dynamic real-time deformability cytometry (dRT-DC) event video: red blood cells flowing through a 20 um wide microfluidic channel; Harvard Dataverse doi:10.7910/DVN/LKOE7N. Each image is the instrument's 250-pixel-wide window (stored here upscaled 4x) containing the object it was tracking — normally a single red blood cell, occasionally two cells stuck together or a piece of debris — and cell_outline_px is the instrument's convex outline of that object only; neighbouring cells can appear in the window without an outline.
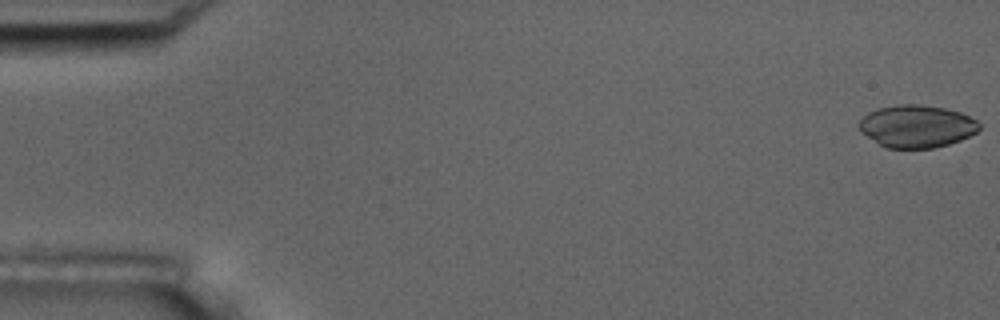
{"species": "common noctule bat (a hibernating species)", "species_latin": "Nyctalus noctula", "temperature_condition": "room temperature", "stored_images_in_passage": 55, "camera_frame_rate_fps": 3000, "um_per_image_px": 0.085, "animal": {"sex": "male", "body_mass_g": 17.5, "forearm_length_mm": 52.3}, "frame": {"image": 1, "passage_image": 1, "time_ms": 0.0, "image_size_px": [1000, 320], "cell_outline_px": [[980, 128], [976, 132], [960, 140], [948, 144], [932, 148], [888, 148], [880, 144], [860, 132], [856, 124], [868, 112], [880, 108], [896, 104], [916, 104], [944, 108], [960, 112], [976, 120], [980, 124]], "centroid_in_image_um": [77.89, 10.73], "position_along_channel_um": 7.1, "area_um2": 29.65}}
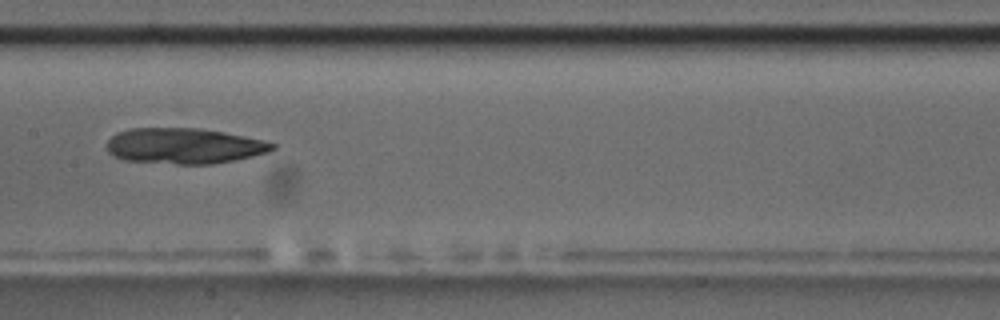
{"frame": {"image": 2, "passage_image": 28, "time_ms": 9.0, "image_size_px": [1000, 320], "cell_outline_px": [[276, 148], [268, 152], [252, 156], [212, 164], [176, 164], [124, 160], [108, 152], [108, 140], [116, 132], [128, 128], [200, 128], [224, 132], [264, 140], [276, 144]], "centroid_in_image_um": [15.65, 12.39], "position_along_channel_um": 191.7, "area_um2": 34.39}}
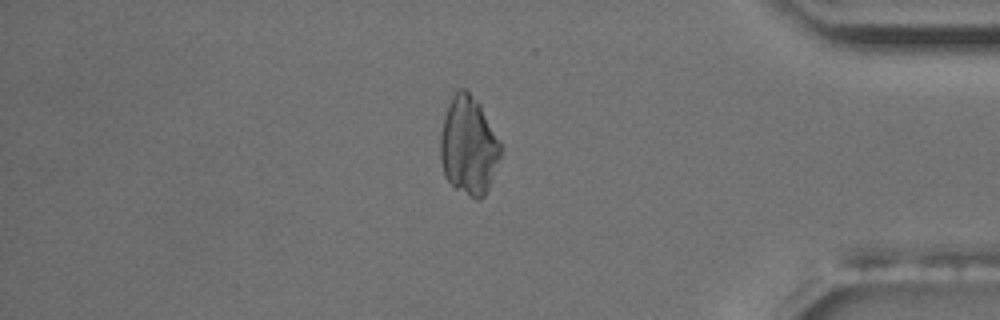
{"frame": {"image": 3, "passage_image": 47, "time_ms": 15.333, "image_size_px": [1000, 320], "cell_outline_px": [[500, 156], [488, 188], [484, 196], [480, 200], [476, 200], [456, 188], [444, 176], [440, 160], [440, 136], [444, 116], [448, 104], [452, 96], [460, 88], [464, 88], [480, 104], [500, 140]], "centroid_in_image_um": [39.81, 12.39], "position_along_channel_um": 395.4, "area_um2": 34.33}}